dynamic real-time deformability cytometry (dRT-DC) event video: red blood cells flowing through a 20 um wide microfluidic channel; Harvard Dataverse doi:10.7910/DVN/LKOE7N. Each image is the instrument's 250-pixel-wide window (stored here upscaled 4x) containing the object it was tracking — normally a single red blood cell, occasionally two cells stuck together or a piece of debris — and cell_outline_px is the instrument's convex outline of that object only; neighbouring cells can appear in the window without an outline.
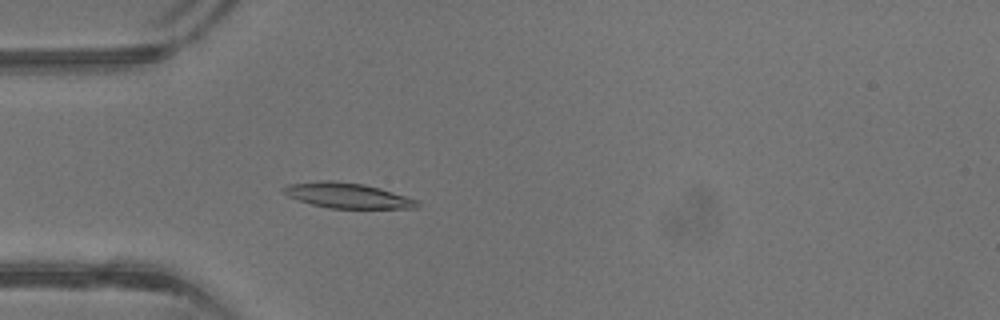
{"species": "common noctule bat (a hibernating species)", "species_latin": "Nyctalus noctula", "temperature_condition": "warm", "stored_images_in_passage": 19, "camera_frame_rate_fps": 3000, "um_per_image_px": 0.085, "animal": {"sex": "male", "body_mass_g": 13.3}, "frame": {"image": 1, "passage_image": 3, "time_ms": 0.667, "image_size_px": [1000, 320], "cell_outline_px": [[420, 204], [416, 208], [328, 208], [312, 204], [288, 196], [280, 188], [288, 184], [320, 180], [332, 180], [364, 184], [380, 188], [420, 200]], "centroid_in_image_um": [29.55, 16.61], "position_along_channel_um": 55.5, "area_um2": 19.71}}
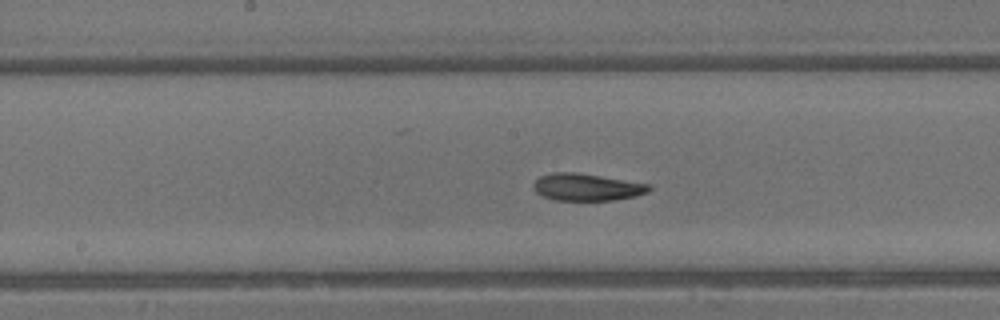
{"frame": {"image": 2, "passage_image": 12, "time_ms": 3.667, "image_size_px": [1000, 320], "cell_outline_px": [[652, 188], [648, 192], [636, 196], [616, 200], [552, 200], [540, 196], [532, 188], [532, 184], [540, 176], [552, 172], [576, 172], [648, 184]], "centroid_in_image_um": [49.82, 15.91], "position_along_channel_um": 198.4, "area_um2": 18.38}}
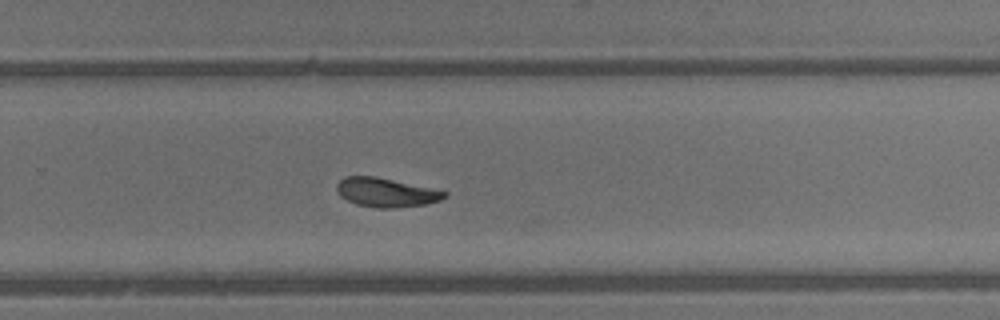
{"frame": {"image": 3, "passage_image": 18, "time_ms": 5.667, "image_size_px": [1000, 320], "cell_outline_px": [[448, 196], [440, 200], [424, 204], [396, 208], [376, 208], [356, 204], [340, 196], [336, 188], [336, 184], [344, 176], [376, 176], [448, 192]], "centroid_in_image_um": [32.79, 16.36], "position_along_channel_um": 297.0, "area_um2": 18.15}}